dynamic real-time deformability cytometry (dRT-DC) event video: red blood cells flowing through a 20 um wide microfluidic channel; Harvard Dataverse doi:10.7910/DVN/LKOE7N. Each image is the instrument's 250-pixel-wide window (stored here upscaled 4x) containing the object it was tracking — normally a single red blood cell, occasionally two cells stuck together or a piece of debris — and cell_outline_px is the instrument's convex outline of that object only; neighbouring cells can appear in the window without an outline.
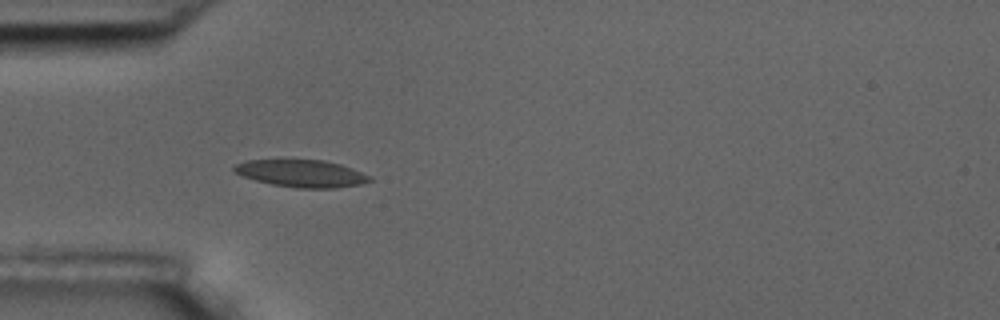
{"species": "common noctule bat (a hibernating species)", "species_latin": "Nyctalus noctula", "temperature_condition": "room temperature", "stored_images_in_passage": 5, "camera_frame_rate_fps": 3000, "um_per_image_px": 0.085, "animal": {"sex": "male", "body_mass_g": 17.5, "forearm_length_mm": 52.3}, "frame": {"image": 1, "passage_image": 5, "time_ms": 4.667, "image_size_px": [1000, 320], "cell_outline_px": [[372, 180], [360, 184], [336, 188], [300, 188], [272, 184], [256, 180], [232, 172], [232, 168], [236, 164], [248, 160], [280, 156], [324, 160], [340, 164], [372, 176]], "centroid_in_image_um": [25.56, 14.68], "position_along_channel_um": 59.4, "area_um2": 22.48}}